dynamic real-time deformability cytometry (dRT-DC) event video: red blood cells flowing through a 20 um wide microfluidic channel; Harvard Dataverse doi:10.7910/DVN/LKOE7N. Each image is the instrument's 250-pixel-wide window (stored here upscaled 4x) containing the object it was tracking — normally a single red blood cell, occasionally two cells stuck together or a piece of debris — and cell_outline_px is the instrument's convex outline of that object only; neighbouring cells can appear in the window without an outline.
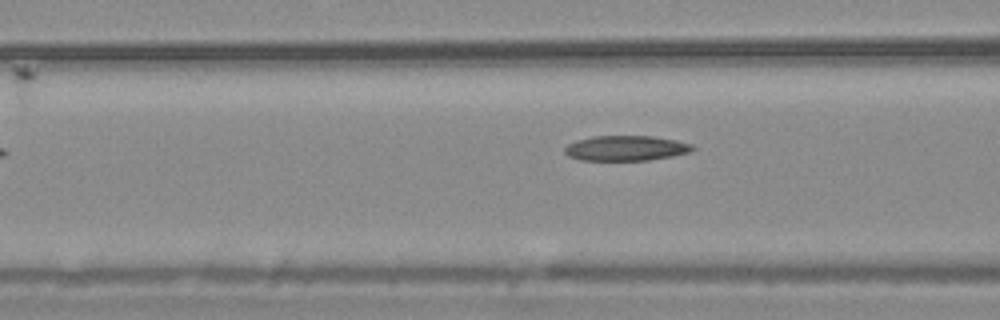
{"species": "common noctule bat (a hibernating species)", "species_latin": "Nyctalus noctula", "temperature_condition": "warm", "stored_images_in_passage": 9, "camera_frame_rate_fps": 3000, "um_per_image_px": 0.085, "animal": {"sex": "male", "body_mass_g": 20.4}, "frame": {"image": 1, "passage_image": 7, "time_ms": 2.0, "image_size_px": [1000, 320], "cell_outline_px": [[696, 148], [688, 152], [672, 156], [648, 160], [580, 160], [568, 156], [564, 152], [564, 148], [568, 144], [592, 136], [652, 136], [676, 140], [692, 144]], "centroid_in_image_um": [53.2, 12.59], "position_along_channel_um": 113.4, "area_um2": 18.61}}